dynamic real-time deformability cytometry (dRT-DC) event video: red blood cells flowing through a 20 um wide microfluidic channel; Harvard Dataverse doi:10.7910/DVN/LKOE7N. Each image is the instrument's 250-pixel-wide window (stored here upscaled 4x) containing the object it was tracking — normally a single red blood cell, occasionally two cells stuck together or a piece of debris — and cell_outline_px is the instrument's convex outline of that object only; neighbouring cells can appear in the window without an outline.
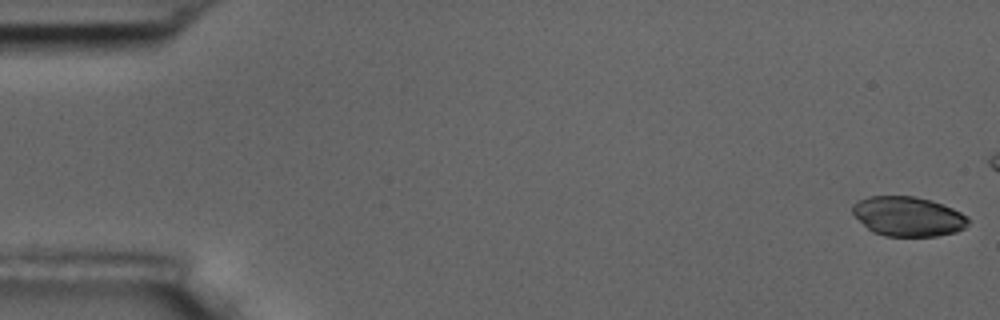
{"species": "common noctule bat (a hibernating species)", "species_latin": "Nyctalus noctula", "temperature_condition": "room temperature", "stored_images_in_passage": 46, "camera_frame_rate_fps": 3000, "um_per_image_px": 0.085, "animal": {"sex": "male", "body_mass_g": 17.5, "forearm_length_mm": 52.3}, "frame": {"image": 1, "passage_image": 1, "time_ms": 0.0, "image_size_px": [1000, 320], "cell_outline_px": [[968, 224], [964, 228], [956, 232], [936, 236], [884, 236], [872, 232], [852, 212], [852, 204], [856, 200], [868, 196], [916, 196], [952, 208], [968, 216]], "centroid_in_image_um": [77.16, 18.39], "position_along_channel_um": 7.8, "area_um2": 26.65}}
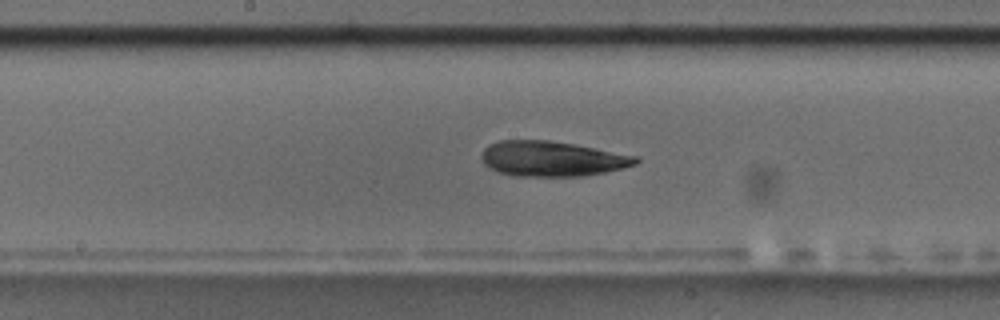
{"frame": {"image": 2, "passage_image": 29, "time_ms": 9.333, "image_size_px": [1000, 320], "cell_outline_px": [[640, 160], [636, 164], [604, 172], [580, 176], [516, 176], [496, 172], [488, 168], [484, 164], [480, 156], [484, 148], [488, 144], [500, 140], [548, 140], [576, 144], [640, 156]], "centroid_in_image_um": [46.9, 13.48], "position_along_channel_um": 201.3, "area_um2": 31.91}}
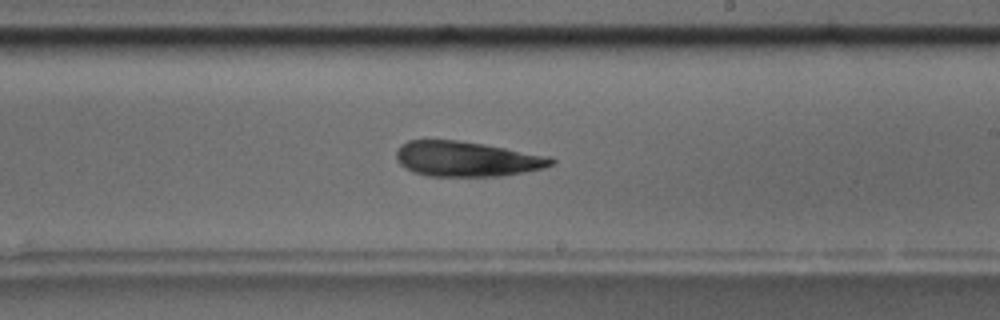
{"frame": {"image": 3, "passage_image": 33, "time_ms": 10.667, "image_size_px": [1000, 320], "cell_outline_px": [[556, 160], [552, 164], [540, 168], [524, 172], [500, 176], [428, 176], [412, 172], [404, 168], [396, 160], [396, 152], [400, 144], [408, 140], [456, 140], [484, 144], [552, 156]], "centroid_in_image_um": [39.64, 13.51], "position_along_channel_um": 249.4, "area_um2": 31.85}}